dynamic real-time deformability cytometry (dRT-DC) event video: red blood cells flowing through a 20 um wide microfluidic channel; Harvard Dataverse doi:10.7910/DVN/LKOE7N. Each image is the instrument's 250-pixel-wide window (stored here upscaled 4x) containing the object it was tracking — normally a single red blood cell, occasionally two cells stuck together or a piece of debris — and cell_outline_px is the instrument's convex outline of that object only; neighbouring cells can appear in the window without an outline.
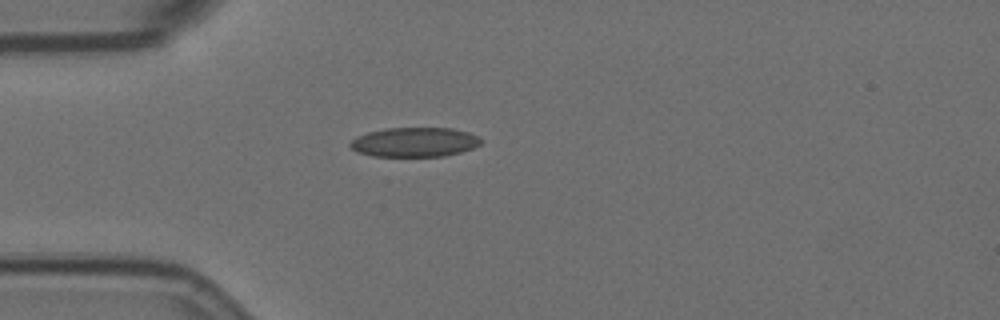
{"species": "Egyptian fruit bat (a non-hibernating species)", "species_latin": "Rousettus aegyptiacus", "temperature_condition": "room temperature", "stored_images_in_passage": 41, "camera_frame_rate_fps": 3000, "um_per_image_px": 0.085, "animal": {"sex": "female"}, "frame": {"image": 1, "passage_image": 1, "time_ms": 0.0, "image_size_px": [1000, 320], "cell_outline_px": [[484, 140], [480, 144], [472, 148], [460, 152], [444, 156], [372, 156], [356, 152], [348, 144], [356, 136], [368, 132], [388, 128], [452, 128], [468, 132], [480, 136]], "centroid_in_image_um": [35.25, 12.08], "position_along_channel_um": 49.8, "area_um2": 22.54}}
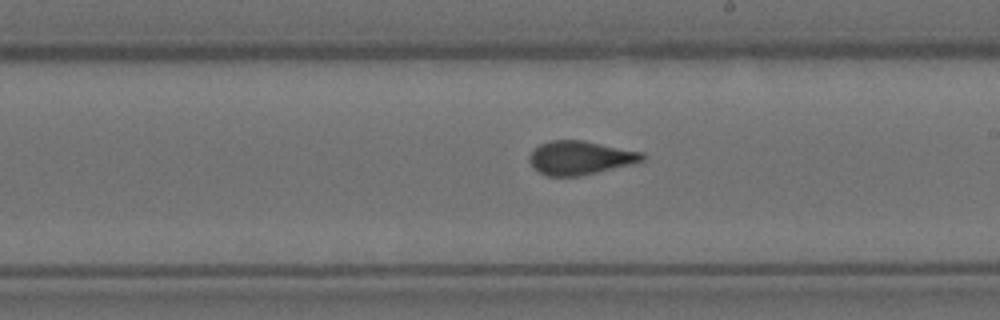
{"frame": {"image": 2, "passage_image": 18, "time_ms": 5.667, "image_size_px": [1000, 320], "cell_outline_px": [[644, 160], [632, 164], [580, 176], [544, 176], [532, 168], [528, 160], [528, 156], [540, 144], [552, 140], [584, 140], [644, 152]], "centroid_in_image_um": [49.29, 13.41], "position_along_channel_um": 239.7, "area_um2": 22.37}}
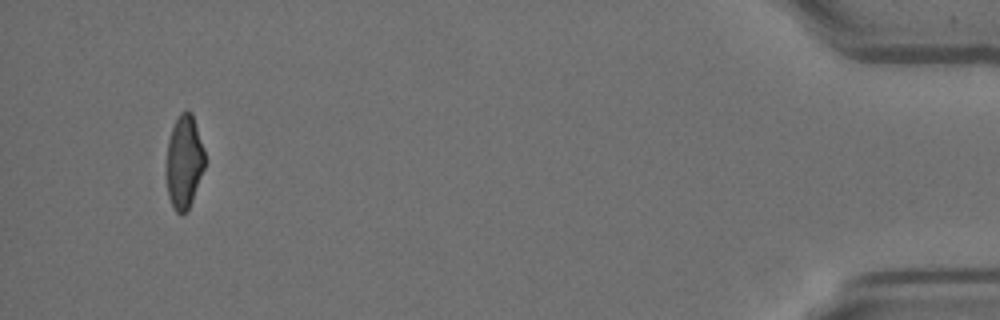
{"frame": {"image": 3, "passage_image": 40, "time_ms": 13.0, "image_size_px": [1000, 320], "cell_outline_px": [[204, 168], [192, 200], [188, 208], [180, 216], [176, 212], [168, 196], [168, 140], [172, 128], [180, 112], [184, 108], [192, 112], [204, 148]], "centroid_in_image_um": [15.67, 13.7], "position_along_channel_um": 419.5, "area_um2": 20.46}}